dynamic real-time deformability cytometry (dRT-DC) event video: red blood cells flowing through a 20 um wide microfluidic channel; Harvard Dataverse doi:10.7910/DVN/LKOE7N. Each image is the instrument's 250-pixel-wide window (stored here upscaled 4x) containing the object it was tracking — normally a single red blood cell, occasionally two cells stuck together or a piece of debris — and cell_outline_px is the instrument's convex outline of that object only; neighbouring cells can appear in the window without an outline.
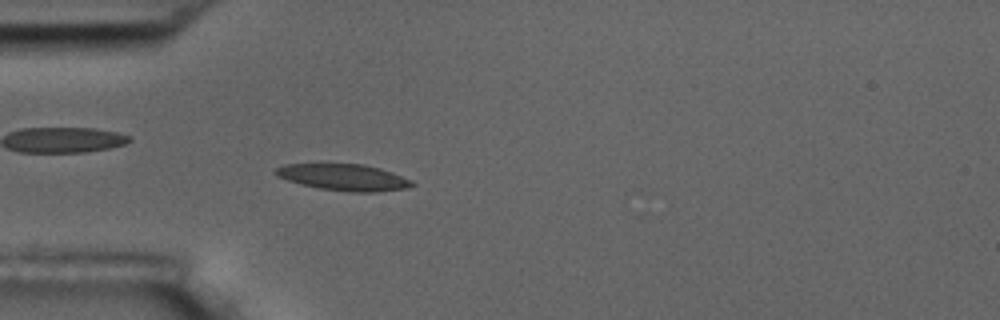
{"species": "common noctule bat (a hibernating species)", "species_latin": "Nyctalus noctula", "temperature_condition": "room temperature", "stored_images_in_passage": 5, "camera_frame_rate_fps": 3000, "um_per_image_px": 0.085, "animal": {"sex": "male", "body_mass_g": 17.5, "forearm_length_mm": 52.3}, "frame": {"image": 1, "passage_image": 5, "time_ms": 5.333, "image_size_px": [1000, 320], "cell_outline_px": [[416, 184], [408, 188], [376, 192], [348, 192], [320, 188], [300, 184], [276, 176], [272, 172], [276, 168], [284, 164], [364, 164], [380, 168], [392, 172], [412, 180]], "centroid_in_image_um": [29.22, 15.07], "position_along_channel_um": 55.8, "area_um2": 21.15}}